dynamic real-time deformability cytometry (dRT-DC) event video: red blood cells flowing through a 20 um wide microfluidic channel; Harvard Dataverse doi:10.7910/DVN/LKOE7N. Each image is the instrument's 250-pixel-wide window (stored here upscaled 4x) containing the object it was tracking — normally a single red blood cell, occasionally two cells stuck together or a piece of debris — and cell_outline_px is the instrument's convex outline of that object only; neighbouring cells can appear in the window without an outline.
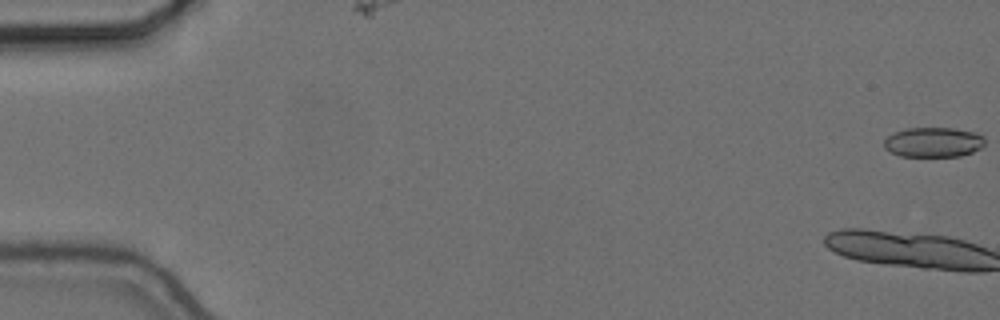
{"species": "common noctule bat (a hibernating species)", "species_latin": "Nyctalus noctula", "temperature_condition": "cold", "stored_images_in_passage": 13, "camera_frame_rate_fps": 3000, "um_per_image_px": 0.085, "animal": {"sex": "female", "body_mass_g": 24.6, "forearm_length_mm": 56.2}, "frame": {"image": 1, "passage_image": 1, "time_ms": 0.0, "image_size_px": [1000, 320], "cell_outline_px": [[984, 144], [980, 148], [972, 152], [960, 156], [900, 156], [884, 148], [884, 140], [888, 136], [904, 128], [956, 128], [976, 132], [984, 136]], "centroid_in_image_um": [79.35, 12.08], "position_along_channel_um": 5.6, "area_um2": 17.57}}